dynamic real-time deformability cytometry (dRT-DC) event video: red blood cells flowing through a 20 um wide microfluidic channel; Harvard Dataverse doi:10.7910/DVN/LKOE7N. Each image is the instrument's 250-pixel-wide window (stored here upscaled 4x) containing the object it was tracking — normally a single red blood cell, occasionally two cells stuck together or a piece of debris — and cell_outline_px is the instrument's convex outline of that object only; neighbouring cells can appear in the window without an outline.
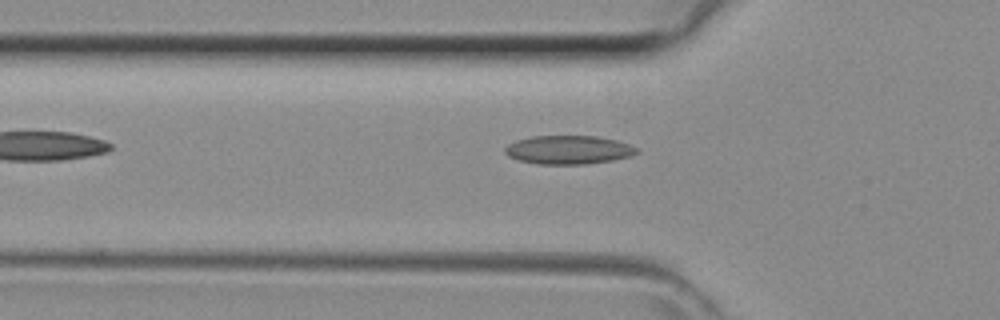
{"species": "common noctule bat (a hibernating species)", "species_latin": "Nyctalus noctula", "temperature_condition": "room temperature", "stored_images_in_passage": 31, "camera_frame_rate_fps": 3000, "um_per_image_px": 0.085, "animal": {"sex": "female", "body_mass_g": 29.2, "forearm_length_mm": 56.3}, "frame": {"image": 1, "passage_image": 2, "time_ms": 0.333, "image_size_px": [1000, 320], "cell_outline_px": [[640, 152], [628, 156], [612, 160], [584, 164], [536, 164], [520, 160], [508, 156], [504, 152], [504, 148], [508, 144], [516, 140], [532, 136], [596, 136], [616, 140], [628, 144], [636, 148]], "centroid_in_image_um": [48.28, 12.73], "position_along_channel_um": 77.5, "area_um2": 21.85}}
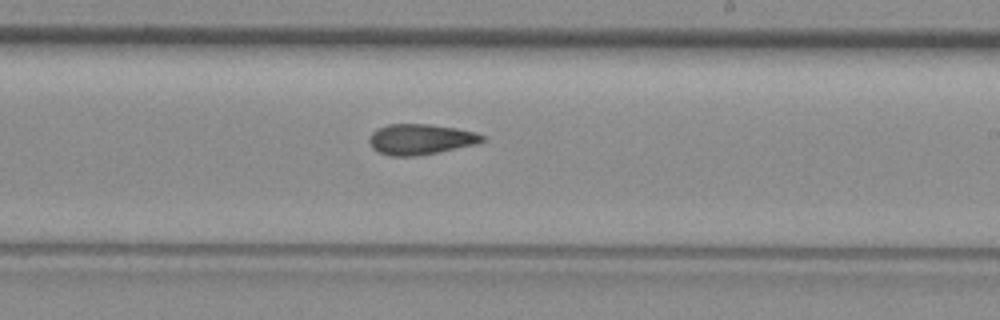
{"frame": {"image": 2, "passage_image": 13, "time_ms": 4.0, "image_size_px": [1000, 320], "cell_outline_px": [[488, 140], [476, 144], [416, 156], [392, 156], [376, 152], [372, 148], [368, 140], [372, 132], [376, 128], [388, 124], [428, 124], [456, 128], [476, 132], [484, 136]], "centroid_in_image_um": [35.73, 11.83], "position_along_channel_um": 253.3, "area_um2": 20.23}}
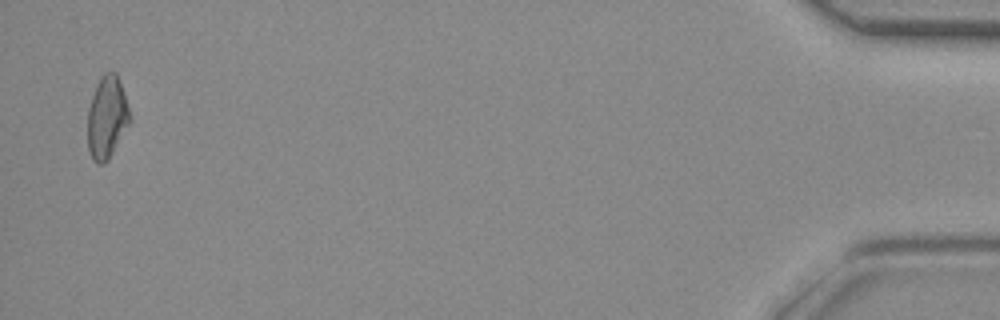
{"frame": {"image": 3, "passage_image": 30, "time_ms": 9.667, "image_size_px": [1000, 320], "cell_outline_px": [[128, 124], [108, 160], [104, 164], [96, 164], [92, 160], [88, 148], [88, 108], [92, 96], [104, 72], [116, 72], [128, 108]], "centroid_in_image_um": [9.05, 10.03], "position_along_channel_um": 426.2, "area_um2": 19.54}}